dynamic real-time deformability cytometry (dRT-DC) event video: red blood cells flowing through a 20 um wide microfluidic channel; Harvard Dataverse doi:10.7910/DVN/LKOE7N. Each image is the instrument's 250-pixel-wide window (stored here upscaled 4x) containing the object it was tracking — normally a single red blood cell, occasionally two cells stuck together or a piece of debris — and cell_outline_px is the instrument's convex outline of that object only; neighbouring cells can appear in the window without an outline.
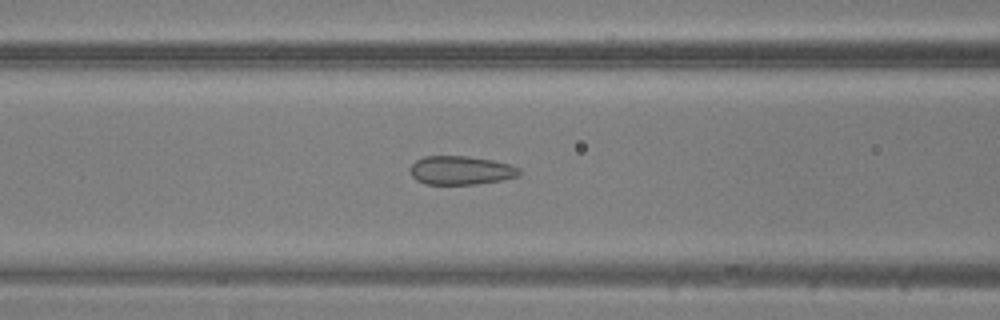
{"species": "common noctule bat (a hibernating species)", "species_latin": "Nyctalus noctula", "temperature_condition": "warm", "stored_images_in_passage": 46, "camera_frame_rate_fps": 3000, "um_per_image_px": 0.085, "animal": {"sex": "male", "body_mass_g": 20.5, "forearm_length_mm": 52.5}, "frame": {"image": 1, "passage_image": 17, "time_ms": 5.333, "image_size_px": [1000, 320], "cell_outline_px": [[520, 176], [500, 180], [476, 184], [424, 184], [416, 180], [412, 176], [408, 168], [416, 160], [424, 156], [468, 156], [492, 160], [508, 164], [520, 168]], "centroid_in_image_um": [39.14, 14.48], "position_along_channel_um": 127.5, "area_um2": 18.32}}
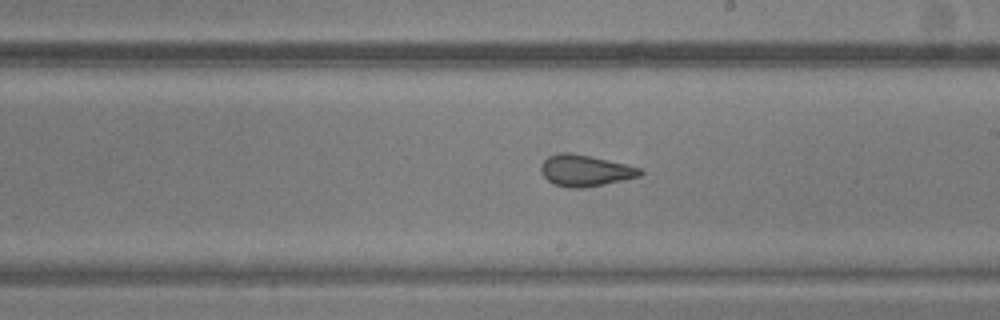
{"frame": {"image": 2, "passage_image": 25, "time_ms": 8.0, "image_size_px": [1000, 320], "cell_outline_px": [[644, 172], [640, 176], [624, 180], [584, 188], [568, 188], [556, 184], [548, 180], [540, 172], [540, 164], [548, 156], [560, 152], [572, 152], [624, 164], [640, 168]], "centroid_in_image_um": [49.71, 14.5], "position_along_channel_um": 239.3, "area_um2": 18.09}}
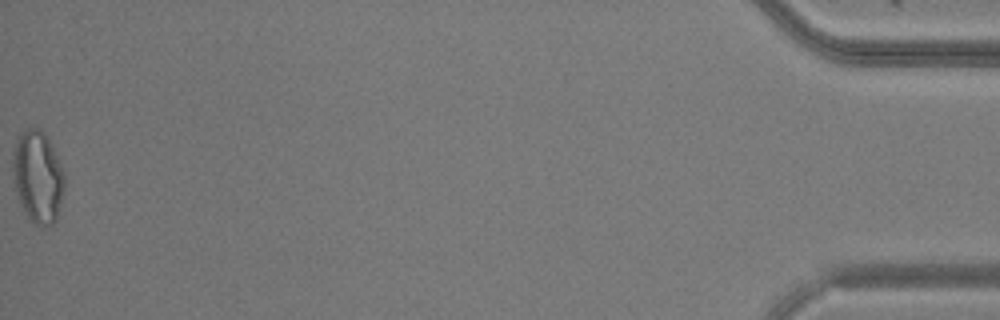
{"frame": {"image": 3, "passage_image": 46, "time_ms": 15.0, "image_size_px": [1000, 320], "cell_outline_px": [[64, 188], [56, 220], [52, 224], [44, 228], [36, 224], [28, 216], [20, 204], [16, 192], [12, 168], [12, 152], [16, 136], [20, 132], [28, 128], [40, 128], [44, 132], [64, 172]], "centroid_in_image_um": [3.18, 15.01], "position_along_channel_um": 432.0, "area_um2": 27.74}}